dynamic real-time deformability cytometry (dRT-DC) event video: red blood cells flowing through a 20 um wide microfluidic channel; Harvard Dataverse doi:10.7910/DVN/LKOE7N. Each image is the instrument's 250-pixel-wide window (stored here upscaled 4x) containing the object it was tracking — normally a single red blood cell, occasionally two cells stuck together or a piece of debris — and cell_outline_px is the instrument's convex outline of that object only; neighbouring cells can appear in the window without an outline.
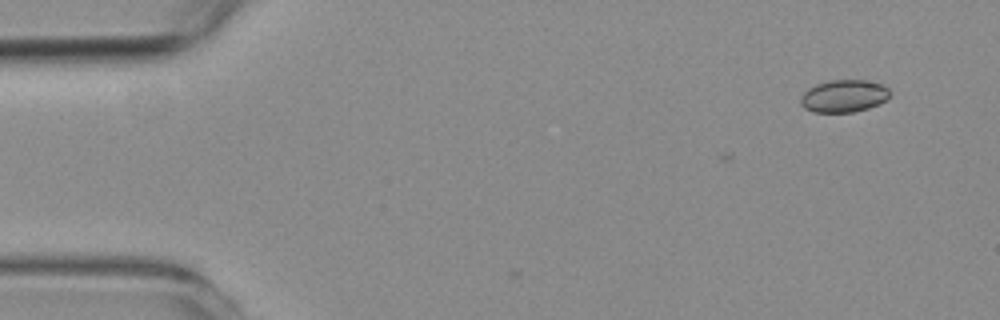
{"species": "common noctule bat (a hibernating species)", "species_latin": "Nyctalus noctula", "temperature_condition": "room temperature", "stored_images_in_passage": 2, "camera_frame_rate_fps": 3000, "um_per_image_px": 0.085, "animal": {"sex": "female", "body_mass_g": 19.3, "forearm_length_mm": 54.1}, "frame": {"image": 1, "passage_image": 2, "time_ms": 0.333, "image_size_px": [1000, 320], "cell_outline_px": [[892, 92], [888, 100], [880, 104], [868, 108], [852, 112], [812, 112], [804, 108], [800, 104], [800, 96], [808, 88], [816, 84], [828, 80], [864, 80], [884, 84]], "centroid_in_image_um": [71.75, 8.16], "position_along_channel_um": 13.2, "area_um2": 17.22}}